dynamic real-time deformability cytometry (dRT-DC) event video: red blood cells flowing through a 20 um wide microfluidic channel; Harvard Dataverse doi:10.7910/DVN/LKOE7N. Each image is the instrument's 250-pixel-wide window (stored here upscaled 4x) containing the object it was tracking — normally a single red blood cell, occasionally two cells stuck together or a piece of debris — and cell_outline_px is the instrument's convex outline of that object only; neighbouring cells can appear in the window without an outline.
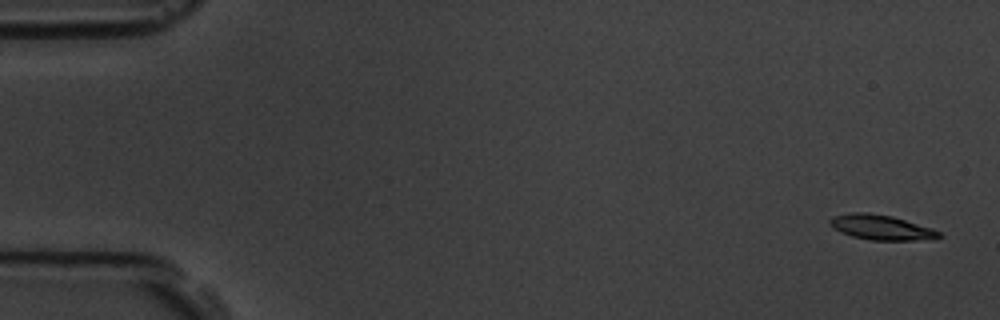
{"species": "common noctule bat (a hibernating species)", "species_latin": "Nyctalus noctula", "temperature_condition": "room temperature", "stored_images_in_passage": 5, "camera_frame_rate_fps": 3000, "um_per_image_px": 0.085, "animal": {"sex": "male", "body_mass_g": 19.5, "forearm_length_mm": 54.6}, "frame": {"image": 1, "passage_image": 1, "time_ms": 0.0, "image_size_px": [1000, 320], "cell_outline_px": [[944, 236], [932, 240], [868, 240], [852, 236], [840, 232], [832, 228], [828, 220], [832, 216], [852, 212], [868, 212], [892, 216], [932, 228], [940, 232]], "centroid_in_image_um": [74.9, 19.33], "position_along_channel_um": 10.1, "area_um2": 16.13}}
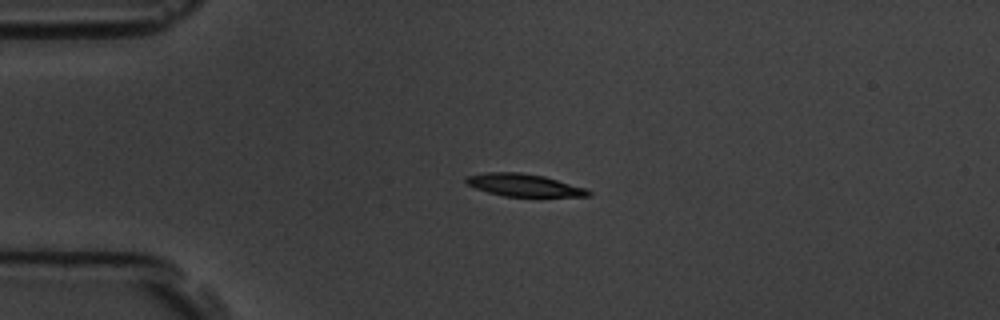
{"frame": {"image": 2, "passage_image": 4, "time_ms": 3.667, "image_size_px": [1000, 320], "cell_outline_px": [[592, 196], [504, 196], [488, 192], [476, 188], [468, 184], [464, 180], [468, 176], [488, 172], [520, 172], [544, 176], [588, 188], [592, 192]], "centroid_in_image_um": [44.59, 15.73], "position_along_channel_um": 40.4, "area_um2": 15.95}}